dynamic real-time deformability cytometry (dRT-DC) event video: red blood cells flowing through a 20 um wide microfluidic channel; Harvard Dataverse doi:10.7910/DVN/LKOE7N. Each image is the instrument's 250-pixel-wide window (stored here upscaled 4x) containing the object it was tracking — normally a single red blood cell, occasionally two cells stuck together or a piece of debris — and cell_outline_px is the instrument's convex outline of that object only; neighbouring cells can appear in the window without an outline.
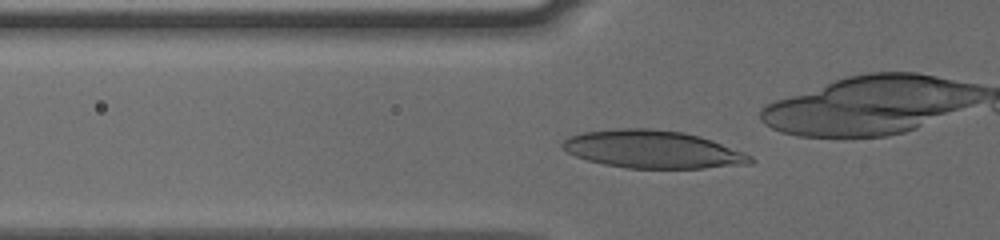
{"species": "human", "species_latin": "Homo sapiens", "temperature_condition": "cold", "stored_images_in_passage": 40, "camera_frame_rate_fps": 3000, "um_per_image_px": 0.085, "donor": {"sex": "male"}, "frame": {"image": 1, "passage_image": 15, "time_ms": 4.667, "image_size_px": [1000, 240], "cell_outline_px": [[756, 160], [752, 164], [704, 168], [628, 168], [604, 164], [588, 160], [576, 156], [560, 148], [560, 144], [568, 136], [584, 132], [620, 128], [648, 128], [684, 132], [700, 136], [712, 140], [744, 152], [752, 156]], "centroid_in_image_um": [55.49, 12.69], "position_along_channel_um": 70.3, "area_um2": 41.5}}
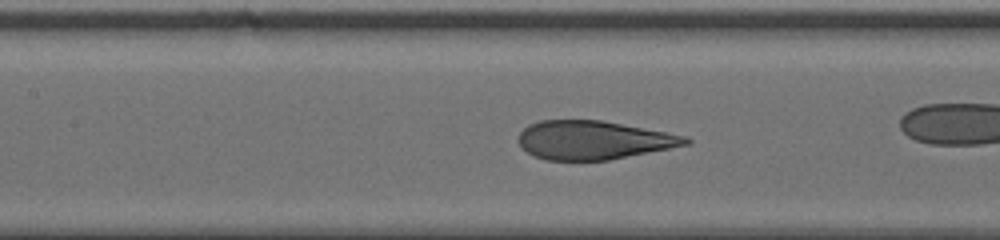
{"frame": {"image": 2, "passage_image": 22, "time_ms": 7.0, "image_size_px": [1000, 240], "cell_outline_px": [[692, 140], [688, 144], [608, 160], [544, 160], [532, 156], [520, 144], [520, 132], [528, 124], [540, 120], [600, 120], [664, 132], [684, 136]], "centroid_in_image_um": [50.38, 11.91], "position_along_channel_um": 157.0, "area_um2": 37.05}}
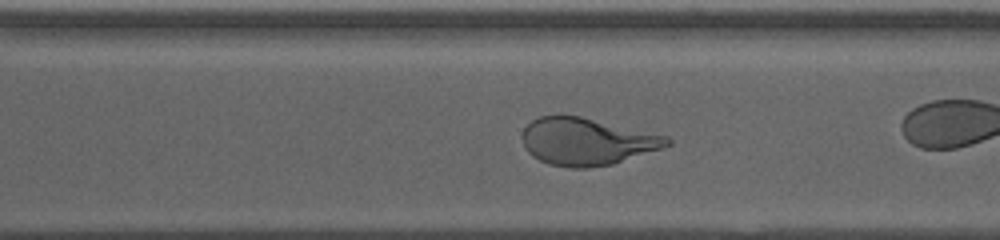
{"frame": {"image": 3, "passage_image": 35, "time_ms": 11.333, "image_size_px": [1000, 240], "cell_outline_px": [[672, 144], [612, 164], [588, 168], [568, 168], [548, 164], [532, 156], [524, 148], [524, 128], [532, 120], [540, 116], [580, 116], [668, 136], [672, 140]], "centroid_in_image_um": [49.87, 12.04], "position_along_channel_um": 320.7, "area_um2": 39.48}}